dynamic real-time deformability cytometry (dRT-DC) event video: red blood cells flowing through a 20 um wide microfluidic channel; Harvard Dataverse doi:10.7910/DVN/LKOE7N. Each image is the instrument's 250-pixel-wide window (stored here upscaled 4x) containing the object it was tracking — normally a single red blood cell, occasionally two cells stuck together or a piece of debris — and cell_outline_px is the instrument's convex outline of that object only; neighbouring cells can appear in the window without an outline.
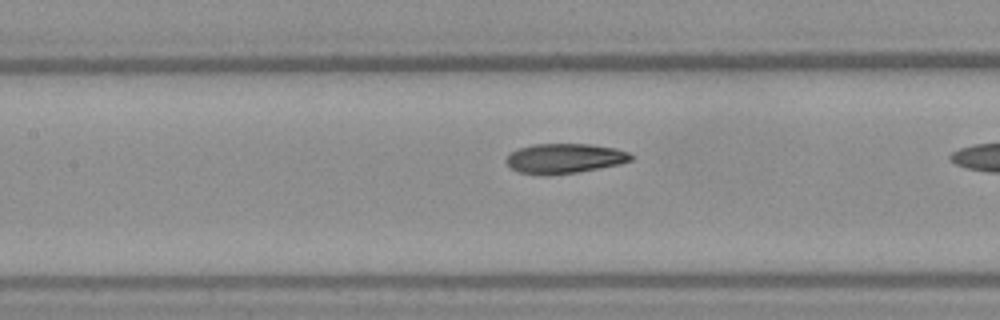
{"species": "Egyptian fruit bat (a non-hibernating species)", "species_latin": "Rousettus aegyptiacus", "temperature_condition": "warm", "stored_images_in_passage": 10, "camera_frame_rate_fps": 3000, "um_per_image_px": 0.085, "frame": {"image": 1, "passage_image": 9, "time_ms": 2.667, "image_size_px": [1000, 320], "cell_outline_px": [[632, 160], [620, 164], [576, 172], [548, 176], [544, 176], [520, 172], [512, 168], [504, 160], [512, 152], [520, 148], [532, 144], [592, 144], [616, 148], [628, 152], [632, 156]], "centroid_in_image_um": [47.99, 13.47], "position_along_channel_um": 159.4, "area_um2": 21.68}}